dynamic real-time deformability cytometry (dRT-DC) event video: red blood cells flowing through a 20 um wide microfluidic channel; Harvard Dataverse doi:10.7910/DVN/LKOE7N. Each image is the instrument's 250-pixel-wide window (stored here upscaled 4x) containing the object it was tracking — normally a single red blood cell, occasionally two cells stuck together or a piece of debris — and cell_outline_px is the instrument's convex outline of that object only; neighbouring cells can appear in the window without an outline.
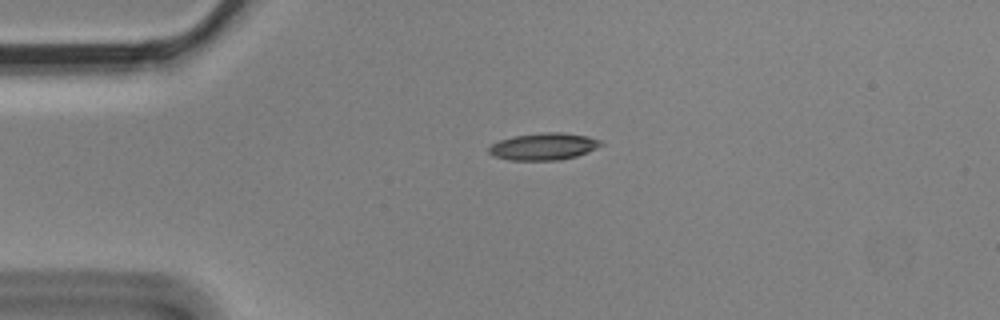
{"species": "Egyptian fruit bat (a non-hibernating species)", "species_latin": "Rousettus aegyptiacus", "temperature_condition": "cold", "stored_images_in_passage": 3, "camera_frame_rate_fps": 3000, "um_per_image_px": 0.085, "animal": {"sex": "male"}, "frame": {"image": 1, "passage_image": 1, "time_ms": 0.0, "image_size_px": [1000, 320], "cell_outline_px": [[604, 144], [588, 152], [576, 156], [560, 160], [508, 160], [492, 156], [488, 152], [488, 148], [492, 144], [500, 140], [512, 136], [544, 132], [564, 132], [588, 136], [600, 140]], "centroid_in_image_um": [46.2, 12.45], "position_along_channel_um": 38.8, "area_um2": 17.8}}
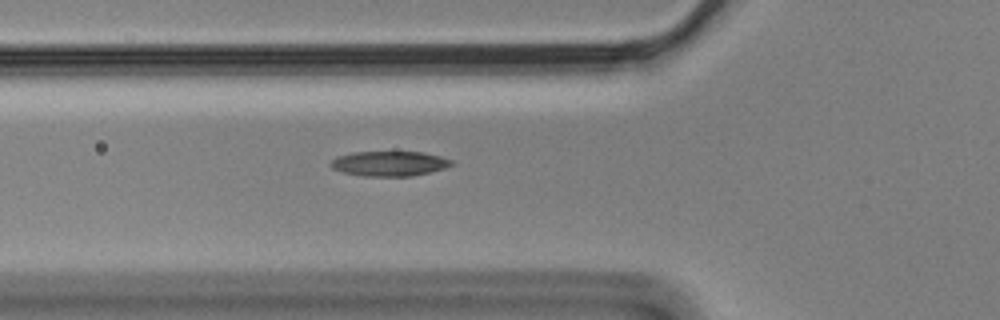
{"frame": {"image": 2, "passage_image": 3, "time_ms": 0.667, "image_size_px": [1000, 320], "cell_outline_px": [[452, 164], [444, 168], [412, 176], [364, 176], [340, 172], [332, 168], [328, 164], [336, 156], [352, 152], [420, 152], [440, 156], [452, 160]], "centroid_in_image_um": [33.02, 13.9], "position_along_channel_um": 92.8, "area_um2": 17.51}}